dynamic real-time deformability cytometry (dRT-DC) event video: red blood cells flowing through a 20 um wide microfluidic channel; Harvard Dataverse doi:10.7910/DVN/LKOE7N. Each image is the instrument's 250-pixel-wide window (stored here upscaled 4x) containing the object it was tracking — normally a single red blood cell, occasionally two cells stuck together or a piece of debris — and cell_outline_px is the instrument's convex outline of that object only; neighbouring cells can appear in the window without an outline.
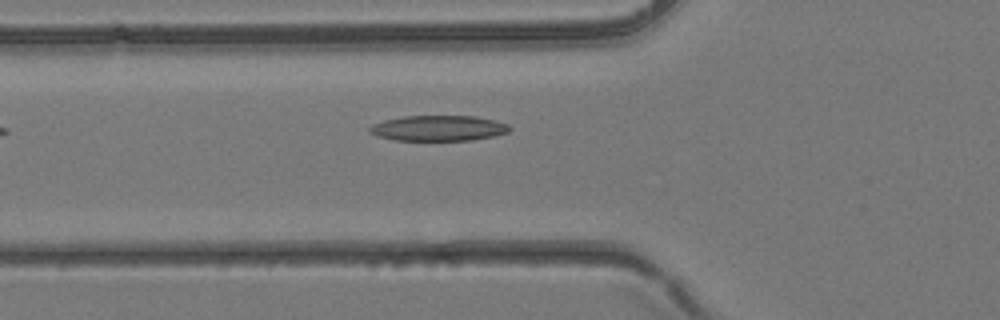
{"species": "common noctule bat (a hibernating species)", "species_latin": "Nyctalus noctula", "temperature_condition": "room temperature", "stored_images_in_passage": 2, "camera_frame_rate_fps": 3000, "um_per_image_px": 0.085, "animal": {"sex": "female", "body_mass_g": 24.6, "forearm_length_mm": 56.2}, "frame": {"image": 1, "passage_image": 2, "time_ms": 0.333, "image_size_px": [1000, 320], "cell_outline_px": [[512, 128], [508, 132], [492, 136], [472, 140], [396, 140], [376, 136], [368, 132], [368, 128], [372, 124], [384, 120], [404, 116], [472, 116], [496, 120], [508, 124]], "centroid_in_image_um": [37.25, 10.89], "position_along_channel_um": 88.6, "area_um2": 20.81}}